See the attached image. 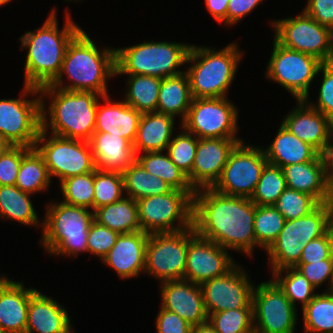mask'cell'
<instances>
[{
    "label": "cell",
    "instance_id": "cell-32",
    "mask_svg": "<svg viewBox=\"0 0 333 333\" xmlns=\"http://www.w3.org/2000/svg\"><path fill=\"white\" fill-rule=\"evenodd\" d=\"M94 220L119 234L141 231L137 201L126 195L117 202L97 208Z\"/></svg>",
    "mask_w": 333,
    "mask_h": 333
},
{
    "label": "cell",
    "instance_id": "cell-30",
    "mask_svg": "<svg viewBox=\"0 0 333 333\" xmlns=\"http://www.w3.org/2000/svg\"><path fill=\"white\" fill-rule=\"evenodd\" d=\"M263 148L269 164L284 167L313 161L320 153L280 124L272 143Z\"/></svg>",
    "mask_w": 333,
    "mask_h": 333
},
{
    "label": "cell",
    "instance_id": "cell-29",
    "mask_svg": "<svg viewBox=\"0 0 333 333\" xmlns=\"http://www.w3.org/2000/svg\"><path fill=\"white\" fill-rule=\"evenodd\" d=\"M174 117L167 113L154 111L141 115L135 141V154L165 152L174 131Z\"/></svg>",
    "mask_w": 333,
    "mask_h": 333
},
{
    "label": "cell",
    "instance_id": "cell-54",
    "mask_svg": "<svg viewBox=\"0 0 333 333\" xmlns=\"http://www.w3.org/2000/svg\"><path fill=\"white\" fill-rule=\"evenodd\" d=\"M263 0H229L227 26L235 25L248 16Z\"/></svg>",
    "mask_w": 333,
    "mask_h": 333
},
{
    "label": "cell",
    "instance_id": "cell-43",
    "mask_svg": "<svg viewBox=\"0 0 333 333\" xmlns=\"http://www.w3.org/2000/svg\"><path fill=\"white\" fill-rule=\"evenodd\" d=\"M63 203L81 206L93 211L94 201V171L72 176L60 182Z\"/></svg>",
    "mask_w": 333,
    "mask_h": 333
},
{
    "label": "cell",
    "instance_id": "cell-27",
    "mask_svg": "<svg viewBox=\"0 0 333 333\" xmlns=\"http://www.w3.org/2000/svg\"><path fill=\"white\" fill-rule=\"evenodd\" d=\"M104 105L98 101L95 132H105L121 136L132 144L135 141L141 113L124 100L112 101L109 95L102 96Z\"/></svg>",
    "mask_w": 333,
    "mask_h": 333
},
{
    "label": "cell",
    "instance_id": "cell-53",
    "mask_svg": "<svg viewBox=\"0 0 333 333\" xmlns=\"http://www.w3.org/2000/svg\"><path fill=\"white\" fill-rule=\"evenodd\" d=\"M303 11L320 25L333 30V0H308Z\"/></svg>",
    "mask_w": 333,
    "mask_h": 333
},
{
    "label": "cell",
    "instance_id": "cell-52",
    "mask_svg": "<svg viewBox=\"0 0 333 333\" xmlns=\"http://www.w3.org/2000/svg\"><path fill=\"white\" fill-rule=\"evenodd\" d=\"M329 256V228L321 237L309 241L303 248L299 263L320 262Z\"/></svg>",
    "mask_w": 333,
    "mask_h": 333
},
{
    "label": "cell",
    "instance_id": "cell-21",
    "mask_svg": "<svg viewBox=\"0 0 333 333\" xmlns=\"http://www.w3.org/2000/svg\"><path fill=\"white\" fill-rule=\"evenodd\" d=\"M240 142H243V139H198L192 173L188 176V181L195 191L202 188H212L215 185L231 152Z\"/></svg>",
    "mask_w": 333,
    "mask_h": 333
},
{
    "label": "cell",
    "instance_id": "cell-56",
    "mask_svg": "<svg viewBox=\"0 0 333 333\" xmlns=\"http://www.w3.org/2000/svg\"><path fill=\"white\" fill-rule=\"evenodd\" d=\"M191 333H217L209 321L192 327Z\"/></svg>",
    "mask_w": 333,
    "mask_h": 333
},
{
    "label": "cell",
    "instance_id": "cell-22",
    "mask_svg": "<svg viewBox=\"0 0 333 333\" xmlns=\"http://www.w3.org/2000/svg\"><path fill=\"white\" fill-rule=\"evenodd\" d=\"M286 186L315 197L320 203L333 202L328 156L319 154L313 161L282 167Z\"/></svg>",
    "mask_w": 333,
    "mask_h": 333
},
{
    "label": "cell",
    "instance_id": "cell-59",
    "mask_svg": "<svg viewBox=\"0 0 333 333\" xmlns=\"http://www.w3.org/2000/svg\"><path fill=\"white\" fill-rule=\"evenodd\" d=\"M10 145L0 137V155L9 147Z\"/></svg>",
    "mask_w": 333,
    "mask_h": 333
},
{
    "label": "cell",
    "instance_id": "cell-13",
    "mask_svg": "<svg viewBox=\"0 0 333 333\" xmlns=\"http://www.w3.org/2000/svg\"><path fill=\"white\" fill-rule=\"evenodd\" d=\"M266 78L274 81L296 100L310 99L309 87L323 64L318 58L283 47L275 39Z\"/></svg>",
    "mask_w": 333,
    "mask_h": 333
},
{
    "label": "cell",
    "instance_id": "cell-2",
    "mask_svg": "<svg viewBox=\"0 0 333 333\" xmlns=\"http://www.w3.org/2000/svg\"><path fill=\"white\" fill-rule=\"evenodd\" d=\"M56 10L50 12L43 26L27 31L19 39L21 47L28 49L25 60L24 83L40 88L51 84L59 75L68 44L82 30L69 12L60 30Z\"/></svg>",
    "mask_w": 333,
    "mask_h": 333
},
{
    "label": "cell",
    "instance_id": "cell-51",
    "mask_svg": "<svg viewBox=\"0 0 333 333\" xmlns=\"http://www.w3.org/2000/svg\"><path fill=\"white\" fill-rule=\"evenodd\" d=\"M192 327L176 313L165 310L160 306L155 321L157 333H191Z\"/></svg>",
    "mask_w": 333,
    "mask_h": 333
},
{
    "label": "cell",
    "instance_id": "cell-25",
    "mask_svg": "<svg viewBox=\"0 0 333 333\" xmlns=\"http://www.w3.org/2000/svg\"><path fill=\"white\" fill-rule=\"evenodd\" d=\"M68 311L53 298L36 290L30 297L26 333H76Z\"/></svg>",
    "mask_w": 333,
    "mask_h": 333
},
{
    "label": "cell",
    "instance_id": "cell-10",
    "mask_svg": "<svg viewBox=\"0 0 333 333\" xmlns=\"http://www.w3.org/2000/svg\"><path fill=\"white\" fill-rule=\"evenodd\" d=\"M48 135L41 128L34 147L44 158L51 180L54 176L61 182L96 170L89 142Z\"/></svg>",
    "mask_w": 333,
    "mask_h": 333
},
{
    "label": "cell",
    "instance_id": "cell-44",
    "mask_svg": "<svg viewBox=\"0 0 333 333\" xmlns=\"http://www.w3.org/2000/svg\"><path fill=\"white\" fill-rule=\"evenodd\" d=\"M217 333H250L254 330L253 308L228 309L208 315Z\"/></svg>",
    "mask_w": 333,
    "mask_h": 333
},
{
    "label": "cell",
    "instance_id": "cell-37",
    "mask_svg": "<svg viewBox=\"0 0 333 333\" xmlns=\"http://www.w3.org/2000/svg\"><path fill=\"white\" fill-rule=\"evenodd\" d=\"M50 183L44 158L35 147L31 148L22 157L15 185L23 192L35 194L48 190Z\"/></svg>",
    "mask_w": 333,
    "mask_h": 333
},
{
    "label": "cell",
    "instance_id": "cell-40",
    "mask_svg": "<svg viewBox=\"0 0 333 333\" xmlns=\"http://www.w3.org/2000/svg\"><path fill=\"white\" fill-rule=\"evenodd\" d=\"M286 188L282 168L267 163L250 200L258 206L274 205Z\"/></svg>",
    "mask_w": 333,
    "mask_h": 333
},
{
    "label": "cell",
    "instance_id": "cell-63",
    "mask_svg": "<svg viewBox=\"0 0 333 333\" xmlns=\"http://www.w3.org/2000/svg\"><path fill=\"white\" fill-rule=\"evenodd\" d=\"M250 333H259V332H257V331H255V330H253L252 332H250Z\"/></svg>",
    "mask_w": 333,
    "mask_h": 333
},
{
    "label": "cell",
    "instance_id": "cell-49",
    "mask_svg": "<svg viewBox=\"0 0 333 333\" xmlns=\"http://www.w3.org/2000/svg\"><path fill=\"white\" fill-rule=\"evenodd\" d=\"M295 268L300 271L308 281L318 289L323 283H329L327 290L333 288V261L330 259L321 260L320 262L298 263Z\"/></svg>",
    "mask_w": 333,
    "mask_h": 333
},
{
    "label": "cell",
    "instance_id": "cell-8",
    "mask_svg": "<svg viewBox=\"0 0 333 333\" xmlns=\"http://www.w3.org/2000/svg\"><path fill=\"white\" fill-rule=\"evenodd\" d=\"M333 221V202L321 203L314 211L297 219L286 220L277 239L266 249L271 271L295 267L304 246L323 236Z\"/></svg>",
    "mask_w": 333,
    "mask_h": 333
},
{
    "label": "cell",
    "instance_id": "cell-19",
    "mask_svg": "<svg viewBox=\"0 0 333 333\" xmlns=\"http://www.w3.org/2000/svg\"><path fill=\"white\" fill-rule=\"evenodd\" d=\"M228 250L188 229V250L184 279L201 284L228 273L235 265Z\"/></svg>",
    "mask_w": 333,
    "mask_h": 333
},
{
    "label": "cell",
    "instance_id": "cell-26",
    "mask_svg": "<svg viewBox=\"0 0 333 333\" xmlns=\"http://www.w3.org/2000/svg\"><path fill=\"white\" fill-rule=\"evenodd\" d=\"M35 291L8 277L0 285V327L6 333H26L29 300Z\"/></svg>",
    "mask_w": 333,
    "mask_h": 333
},
{
    "label": "cell",
    "instance_id": "cell-4",
    "mask_svg": "<svg viewBox=\"0 0 333 333\" xmlns=\"http://www.w3.org/2000/svg\"><path fill=\"white\" fill-rule=\"evenodd\" d=\"M39 91L42 129L49 131L50 128L53 135L89 142L95 132L97 105L102 96L94 92L66 91L50 84L40 87ZM45 97L52 98L48 110Z\"/></svg>",
    "mask_w": 333,
    "mask_h": 333
},
{
    "label": "cell",
    "instance_id": "cell-55",
    "mask_svg": "<svg viewBox=\"0 0 333 333\" xmlns=\"http://www.w3.org/2000/svg\"><path fill=\"white\" fill-rule=\"evenodd\" d=\"M208 12L214 19L227 26V10L229 0H204Z\"/></svg>",
    "mask_w": 333,
    "mask_h": 333
},
{
    "label": "cell",
    "instance_id": "cell-31",
    "mask_svg": "<svg viewBox=\"0 0 333 333\" xmlns=\"http://www.w3.org/2000/svg\"><path fill=\"white\" fill-rule=\"evenodd\" d=\"M192 99L186 72L163 78L159 88L157 111L167 113L174 118L181 116L182 123L187 116Z\"/></svg>",
    "mask_w": 333,
    "mask_h": 333
},
{
    "label": "cell",
    "instance_id": "cell-9",
    "mask_svg": "<svg viewBox=\"0 0 333 333\" xmlns=\"http://www.w3.org/2000/svg\"><path fill=\"white\" fill-rule=\"evenodd\" d=\"M21 94L18 99H0V137L10 146L33 148L42 128L41 94L25 84ZM30 95L36 98H26Z\"/></svg>",
    "mask_w": 333,
    "mask_h": 333
},
{
    "label": "cell",
    "instance_id": "cell-45",
    "mask_svg": "<svg viewBox=\"0 0 333 333\" xmlns=\"http://www.w3.org/2000/svg\"><path fill=\"white\" fill-rule=\"evenodd\" d=\"M320 204L315 197L287 187L273 206L285 220H292L308 215Z\"/></svg>",
    "mask_w": 333,
    "mask_h": 333
},
{
    "label": "cell",
    "instance_id": "cell-3",
    "mask_svg": "<svg viewBox=\"0 0 333 333\" xmlns=\"http://www.w3.org/2000/svg\"><path fill=\"white\" fill-rule=\"evenodd\" d=\"M67 76L69 85L63 84ZM116 76L115 48L99 50L84 30L68 44L61 71L50 84L66 91L94 92L109 95L107 81Z\"/></svg>",
    "mask_w": 333,
    "mask_h": 333
},
{
    "label": "cell",
    "instance_id": "cell-34",
    "mask_svg": "<svg viewBox=\"0 0 333 333\" xmlns=\"http://www.w3.org/2000/svg\"><path fill=\"white\" fill-rule=\"evenodd\" d=\"M122 176L126 196L135 200L174 190L165 180L148 173L137 160L122 172Z\"/></svg>",
    "mask_w": 333,
    "mask_h": 333
},
{
    "label": "cell",
    "instance_id": "cell-12",
    "mask_svg": "<svg viewBox=\"0 0 333 333\" xmlns=\"http://www.w3.org/2000/svg\"><path fill=\"white\" fill-rule=\"evenodd\" d=\"M270 22L275 29L273 38L283 47L312 55L323 63L333 62L332 30L303 10L295 17Z\"/></svg>",
    "mask_w": 333,
    "mask_h": 333
},
{
    "label": "cell",
    "instance_id": "cell-28",
    "mask_svg": "<svg viewBox=\"0 0 333 333\" xmlns=\"http://www.w3.org/2000/svg\"><path fill=\"white\" fill-rule=\"evenodd\" d=\"M89 143L97 170L123 172L136 160L133 144L121 136L94 132Z\"/></svg>",
    "mask_w": 333,
    "mask_h": 333
},
{
    "label": "cell",
    "instance_id": "cell-57",
    "mask_svg": "<svg viewBox=\"0 0 333 333\" xmlns=\"http://www.w3.org/2000/svg\"><path fill=\"white\" fill-rule=\"evenodd\" d=\"M329 256L333 261V221L329 226Z\"/></svg>",
    "mask_w": 333,
    "mask_h": 333
},
{
    "label": "cell",
    "instance_id": "cell-39",
    "mask_svg": "<svg viewBox=\"0 0 333 333\" xmlns=\"http://www.w3.org/2000/svg\"><path fill=\"white\" fill-rule=\"evenodd\" d=\"M272 277L295 308L300 301L303 309L316 295V288L295 267L276 270L272 272Z\"/></svg>",
    "mask_w": 333,
    "mask_h": 333
},
{
    "label": "cell",
    "instance_id": "cell-15",
    "mask_svg": "<svg viewBox=\"0 0 333 333\" xmlns=\"http://www.w3.org/2000/svg\"><path fill=\"white\" fill-rule=\"evenodd\" d=\"M267 163L263 147L240 142L212 189L227 196L251 198Z\"/></svg>",
    "mask_w": 333,
    "mask_h": 333
},
{
    "label": "cell",
    "instance_id": "cell-50",
    "mask_svg": "<svg viewBox=\"0 0 333 333\" xmlns=\"http://www.w3.org/2000/svg\"><path fill=\"white\" fill-rule=\"evenodd\" d=\"M318 72L323 74L319 97L310 105L333 121V62L323 63Z\"/></svg>",
    "mask_w": 333,
    "mask_h": 333
},
{
    "label": "cell",
    "instance_id": "cell-6",
    "mask_svg": "<svg viewBox=\"0 0 333 333\" xmlns=\"http://www.w3.org/2000/svg\"><path fill=\"white\" fill-rule=\"evenodd\" d=\"M53 202V203H52ZM47 204L42 220V246L52 256H79L87 252V236L94 211L52 201Z\"/></svg>",
    "mask_w": 333,
    "mask_h": 333
},
{
    "label": "cell",
    "instance_id": "cell-46",
    "mask_svg": "<svg viewBox=\"0 0 333 333\" xmlns=\"http://www.w3.org/2000/svg\"><path fill=\"white\" fill-rule=\"evenodd\" d=\"M182 129L183 131L171 139L166 152L171 161L188 177L192 173L199 138Z\"/></svg>",
    "mask_w": 333,
    "mask_h": 333
},
{
    "label": "cell",
    "instance_id": "cell-1",
    "mask_svg": "<svg viewBox=\"0 0 333 333\" xmlns=\"http://www.w3.org/2000/svg\"><path fill=\"white\" fill-rule=\"evenodd\" d=\"M255 203L250 198L227 196L202 188L192 196V227L195 234L224 249L253 257Z\"/></svg>",
    "mask_w": 333,
    "mask_h": 333
},
{
    "label": "cell",
    "instance_id": "cell-60",
    "mask_svg": "<svg viewBox=\"0 0 333 333\" xmlns=\"http://www.w3.org/2000/svg\"><path fill=\"white\" fill-rule=\"evenodd\" d=\"M12 0H0V6H4L5 4H8Z\"/></svg>",
    "mask_w": 333,
    "mask_h": 333
},
{
    "label": "cell",
    "instance_id": "cell-58",
    "mask_svg": "<svg viewBox=\"0 0 333 333\" xmlns=\"http://www.w3.org/2000/svg\"><path fill=\"white\" fill-rule=\"evenodd\" d=\"M328 159H329V168H330V178L333 184V141L331 145V150L328 154Z\"/></svg>",
    "mask_w": 333,
    "mask_h": 333
},
{
    "label": "cell",
    "instance_id": "cell-11",
    "mask_svg": "<svg viewBox=\"0 0 333 333\" xmlns=\"http://www.w3.org/2000/svg\"><path fill=\"white\" fill-rule=\"evenodd\" d=\"M136 201L141 231L178 232L192 227V197L185 191L174 189Z\"/></svg>",
    "mask_w": 333,
    "mask_h": 333
},
{
    "label": "cell",
    "instance_id": "cell-62",
    "mask_svg": "<svg viewBox=\"0 0 333 333\" xmlns=\"http://www.w3.org/2000/svg\"><path fill=\"white\" fill-rule=\"evenodd\" d=\"M0 333H6V332L0 327Z\"/></svg>",
    "mask_w": 333,
    "mask_h": 333
},
{
    "label": "cell",
    "instance_id": "cell-20",
    "mask_svg": "<svg viewBox=\"0 0 333 333\" xmlns=\"http://www.w3.org/2000/svg\"><path fill=\"white\" fill-rule=\"evenodd\" d=\"M309 99L296 100L295 108L281 121L291 133L328 156L333 141V121L309 104Z\"/></svg>",
    "mask_w": 333,
    "mask_h": 333
},
{
    "label": "cell",
    "instance_id": "cell-42",
    "mask_svg": "<svg viewBox=\"0 0 333 333\" xmlns=\"http://www.w3.org/2000/svg\"><path fill=\"white\" fill-rule=\"evenodd\" d=\"M124 193L122 172L97 169L94 171L93 211L117 202L126 195Z\"/></svg>",
    "mask_w": 333,
    "mask_h": 333
},
{
    "label": "cell",
    "instance_id": "cell-5",
    "mask_svg": "<svg viewBox=\"0 0 333 333\" xmlns=\"http://www.w3.org/2000/svg\"><path fill=\"white\" fill-rule=\"evenodd\" d=\"M237 44L232 42L219 50L191 45L186 64L192 66H188L185 72L192 98L227 96L244 54Z\"/></svg>",
    "mask_w": 333,
    "mask_h": 333
},
{
    "label": "cell",
    "instance_id": "cell-17",
    "mask_svg": "<svg viewBox=\"0 0 333 333\" xmlns=\"http://www.w3.org/2000/svg\"><path fill=\"white\" fill-rule=\"evenodd\" d=\"M253 325L259 333H294L297 308L273 281L254 287L252 295Z\"/></svg>",
    "mask_w": 333,
    "mask_h": 333
},
{
    "label": "cell",
    "instance_id": "cell-35",
    "mask_svg": "<svg viewBox=\"0 0 333 333\" xmlns=\"http://www.w3.org/2000/svg\"><path fill=\"white\" fill-rule=\"evenodd\" d=\"M136 155V160L152 175L165 180L174 189L185 191L191 197L195 194L188 181L187 175L170 159L169 155L161 152H147Z\"/></svg>",
    "mask_w": 333,
    "mask_h": 333
},
{
    "label": "cell",
    "instance_id": "cell-18",
    "mask_svg": "<svg viewBox=\"0 0 333 333\" xmlns=\"http://www.w3.org/2000/svg\"><path fill=\"white\" fill-rule=\"evenodd\" d=\"M241 267L237 264L228 273L200 284L207 315L228 309L253 308L255 286Z\"/></svg>",
    "mask_w": 333,
    "mask_h": 333
},
{
    "label": "cell",
    "instance_id": "cell-38",
    "mask_svg": "<svg viewBox=\"0 0 333 333\" xmlns=\"http://www.w3.org/2000/svg\"><path fill=\"white\" fill-rule=\"evenodd\" d=\"M305 333H333V292L317 293L302 309Z\"/></svg>",
    "mask_w": 333,
    "mask_h": 333
},
{
    "label": "cell",
    "instance_id": "cell-16",
    "mask_svg": "<svg viewBox=\"0 0 333 333\" xmlns=\"http://www.w3.org/2000/svg\"><path fill=\"white\" fill-rule=\"evenodd\" d=\"M188 250V229L149 234L144 273L161 282L184 279Z\"/></svg>",
    "mask_w": 333,
    "mask_h": 333
},
{
    "label": "cell",
    "instance_id": "cell-33",
    "mask_svg": "<svg viewBox=\"0 0 333 333\" xmlns=\"http://www.w3.org/2000/svg\"><path fill=\"white\" fill-rule=\"evenodd\" d=\"M31 196L30 193L21 191L16 185L0 186V218L17 221L24 226H42V220L40 223L30 199Z\"/></svg>",
    "mask_w": 333,
    "mask_h": 333
},
{
    "label": "cell",
    "instance_id": "cell-48",
    "mask_svg": "<svg viewBox=\"0 0 333 333\" xmlns=\"http://www.w3.org/2000/svg\"><path fill=\"white\" fill-rule=\"evenodd\" d=\"M30 149L25 146H9L0 155V186L16 184L22 157Z\"/></svg>",
    "mask_w": 333,
    "mask_h": 333
},
{
    "label": "cell",
    "instance_id": "cell-14",
    "mask_svg": "<svg viewBox=\"0 0 333 333\" xmlns=\"http://www.w3.org/2000/svg\"><path fill=\"white\" fill-rule=\"evenodd\" d=\"M238 112L227 97L193 98L179 127L199 139L238 138Z\"/></svg>",
    "mask_w": 333,
    "mask_h": 333
},
{
    "label": "cell",
    "instance_id": "cell-24",
    "mask_svg": "<svg viewBox=\"0 0 333 333\" xmlns=\"http://www.w3.org/2000/svg\"><path fill=\"white\" fill-rule=\"evenodd\" d=\"M149 233L119 234L116 243L102 259L121 279L135 278L145 270V251Z\"/></svg>",
    "mask_w": 333,
    "mask_h": 333
},
{
    "label": "cell",
    "instance_id": "cell-47",
    "mask_svg": "<svg viewBox=\"0 0 333 333\" xmlns=\"http://www.w3.org/2000/svg\"><path fill=\"white\" fill-rule=\"evenodd\" d=\"M119 233L93 220L87 236V252L102 260L116 243Z\"/></svg>",
    "mask_w": 333,
    "mask_h": 333
},
{
    "label": "cell",
    "instance_id": "cell-7",
    "mask_svg": "<svg viewBox=\"0 0 333 333\" xmlns=\"http://www.w3.org/2000/svg\"><path fill=\"white\" fill-rule=\"evenodd\" d=\"M191 44L149 41L115 48L116 75H146L166 78L183 73Z\"/></svg>",
    "mask_w": 333,
    "mask_h": 333
},
{
    "label": "cell",
    "instance_id": "cell-36",
    "mask_svg": "<svg viewBox=\"0 0 333 333\" xmlns=\"http://www.w3.org/2000/svg\"><path fill=\"white\" fill-rule=\"evenodd\" d=\"M161 78L146 75H128L124 101L141 114L157 110Z\"/></svg>",
    "mask_w": 333,
    "mask_h": 333
},
{
    "label": "cell",
    "instance_id": "cell-41",
    "mask_svg": "<svg viewBox=\"0 0 333 333\" xmlns=\"http://www.w3.org/2000/svg\"><path fill=\"white\" fill-rule=\"evenodd\" d=\"M286 220L273 206H258L255 204L254 233L256 243L266 250L278 237Z\"/></svg>",
    "mask_w": 333,
    "mask_h": 333
},
{
    "label": "cell",
    "instance_id": "cell-61",
    "mask_svg": "<svg viewBox=\"0 0 333 333\" xmlns=\"http://www.w3.org/2000/svg\"><path fill=\"white\" fill-rule=\"evenodd\" d=\"M5 275L0 276V285L6 280Z\"/></svg>",
    "mask_w": 333,
    "mask_h": 333
},
{
    "label": "cell",
    "instance_id": "cell-23",
    "mask_svg": "<svg viewBox=\"0 0 333 333\" xmlns=\"http://www.w3.org/2000/svg\"><path fill=\"white\" fill-rule=\"evenodd\" d=\"M161 307L179 315L190 325L208 321L200 284L186 279L169 280L160 285Z\"/></svg>",
    "mask_w": 333,
    "mask_h": 333
}]
</instances>
